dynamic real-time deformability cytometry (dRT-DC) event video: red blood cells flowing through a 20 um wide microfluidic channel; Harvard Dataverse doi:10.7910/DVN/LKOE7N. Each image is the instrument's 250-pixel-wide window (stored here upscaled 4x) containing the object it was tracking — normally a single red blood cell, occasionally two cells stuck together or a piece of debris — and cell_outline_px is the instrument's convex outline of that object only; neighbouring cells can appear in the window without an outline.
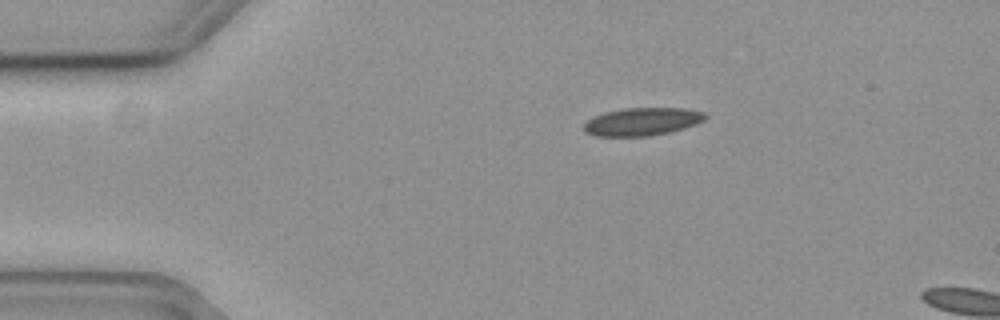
{"species": "common noctule bat (a hibernating species)", "species_latin": "Nyctalus noctula", "temperature_condition": "cold", "stored_images_in_passage": 4, "camera_frame_rate_fps": 3000, "um_per_image_px": 0.085, "animal": {"sex": "female", "body_mass_g": 19.3, "forearm_length_mm": 54.1}, "frame": {"image": 1, "passage_image": 1, "time_ms": 0.0, "image_size_px": [1000, 320], "cell_outline_px": [[708, 116], [704, 120], [696, 124], [684, 128], [668, 132], [648, 136], [596, 136], [584, 132], [584, 124], [592, 116], [604, 112], [624, 108], [688, 108], [704, 112]], "centroid_in_image_um": [54.58, 10.33], "position_along_channel_um": 30.4, "area_um2": 19.83}}